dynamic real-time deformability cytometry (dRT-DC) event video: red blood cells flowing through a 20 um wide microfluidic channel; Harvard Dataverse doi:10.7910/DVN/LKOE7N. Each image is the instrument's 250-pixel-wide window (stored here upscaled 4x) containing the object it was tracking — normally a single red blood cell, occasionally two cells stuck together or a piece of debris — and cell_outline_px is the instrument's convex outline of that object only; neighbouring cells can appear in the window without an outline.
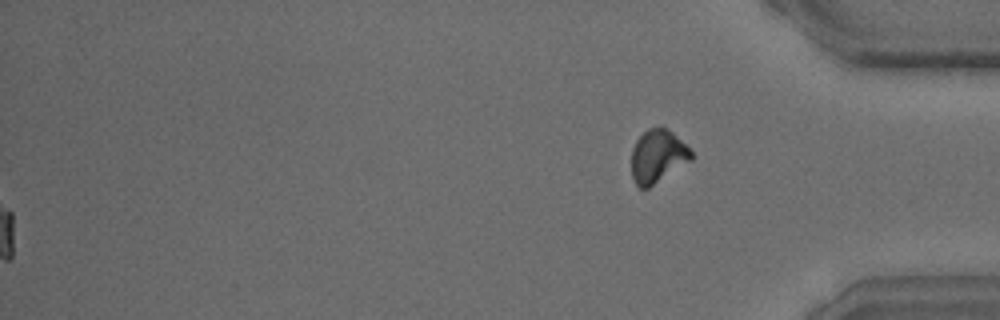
{"species": "common noctule bat (a hibernating species)", "species_latin": "Nyctalus noctula", "temperature_condition": "warm", "stored_images_in_passage": 39, "segment_of_instrument_passage": [2, 2], "camera_frame_rate_fps": 3000, "um_per_image_px": 0.085, "animal": {"sex": "male", "body_mass_g": 15.6}, "frame": {"image": 1, "passage_image": 39, "time_ms": 12.667, "image_size_px": [1000, 320], "cell_outline_px": [[692, 160], [648, 188], [640, 188], [636, 184], [632, 176], [632, 148], [636, 140], [648, 128], [668, 128], [692, 152]], "centroid_in_image_um": [55.89, 13.29], "position_along_channel_um": 379.3, "area_um2": 18.21}}